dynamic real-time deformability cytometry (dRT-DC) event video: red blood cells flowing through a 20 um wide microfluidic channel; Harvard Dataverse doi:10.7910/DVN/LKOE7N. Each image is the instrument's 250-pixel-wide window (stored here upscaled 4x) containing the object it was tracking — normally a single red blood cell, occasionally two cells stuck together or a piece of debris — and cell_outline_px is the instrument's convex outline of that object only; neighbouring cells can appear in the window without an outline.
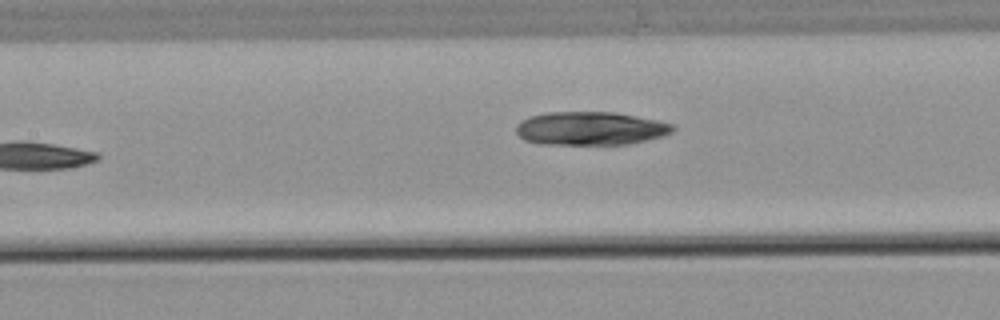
{"species": "common noctule bat (a hibernating species)", "species_latin": "Nyctalus noctula", "temperature_condition": "warm", "stored_images_in_passage": 8, "camera_frame_rate_fps": 3000, "um_per_image_px": 0.085, "animal": {"sex": "male", "body_mass_g": 21.5, "forearm_length_mm": 52.0}, "frame": {"image": 1, "passage_image": 7, "time_ms": 8.333, "image_size_px": [1000, 320], "cell_outline_px": [[676, 128], [672, 132], [664, 136], [628, 144], [544, 144], [524, 140], [516, 132], [516, 124], [520, 120], [528, 116], [548, 112], [616, 112], [676, 124]], "centroid_in_image_um": [50.19, 10.91], "position_along_channel_um": 157.2, "area_um2": 30.69}}